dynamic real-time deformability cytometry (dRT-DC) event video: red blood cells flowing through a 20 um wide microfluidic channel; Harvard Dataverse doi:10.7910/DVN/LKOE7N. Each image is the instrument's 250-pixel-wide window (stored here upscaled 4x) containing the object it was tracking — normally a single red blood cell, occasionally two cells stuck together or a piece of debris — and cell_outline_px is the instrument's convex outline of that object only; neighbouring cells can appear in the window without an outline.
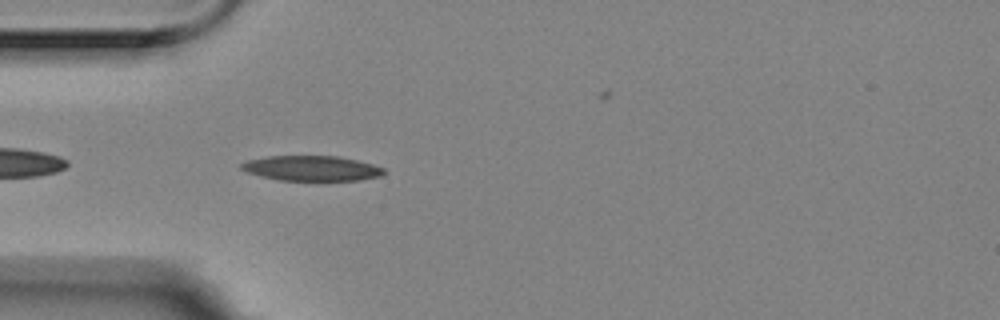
{"species": "Egyptian fruit bat (a non-hibernating species)", "species_latin": "Rousettus aegyptiacus", "temperature_condition": "room temperature", "stored_images_in_passage": 3, "camera_frame_rate_fps": 3000, "um_per_image_px": 0.085, "animal": {"sex": "female"}, "frame": {"image": 1, "passage_image": 3, "time_ms": 0.667, "image_size_px": [1000, 320], "cell_outline_px": [[384, 172], [380, 176], [360, 180], [280, 180], [248, 172], [240, 168], [240, 164], [248, 160], [268, 156], [340, 156], [372, 164], [384, 168]], "centroid_in_image_um": [26.5, 14.29], "position_along_channel_um": 58.5, "area_um2": 20.58}}